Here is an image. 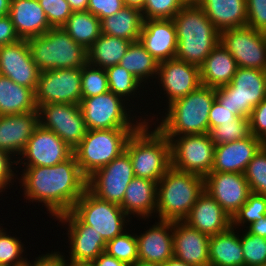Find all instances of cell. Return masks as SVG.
Here are the masks:
<instances>
[{"label":"cell","instance_id":"1","mask_svg":"<svg viewBox=\"0 0 266 266\" xmlns=\"http://www.w3.org/2000/svg\"><path fill=\"white\" fill-rule=\"evenodd\" d=\"M17 173L19 185L15 191L19 190L18 194L23 198L19 200L30 203L29 206L32 204L50 220L71 211L87 190V177L81 172L74 154L54 166L17 167Z\"/></svg>","mask_w":266,"mask_h":266},{"label":"cell","instance_id":"2","mask_svg":"<svg viewBox=\"0 0 266 266\" xmlns=\"http://www.w3.org/2000/svg\"><path fill=\"white\" fill-rule=\"evenodd\" d=\"M215 99V88L201 84L169 104L152 123L165 136L209 133L208 115Z\"/></svg>","mask_w":266,"mask_h":266},{"label":"cell","instance_id":"3","mask_svg":"<svg viewBox=\"0 0 266 266\" xmlns=\"http://www.w3.org/2000/svg\"><path fill=\"white\" fill-rule=\"evenodd\" d=\"M177 34L175 58L200 67L220 42V31L197 3H187L172 19Z\"/></svg>","mask_w":266,"mask_h":266},{"label":"cell","instance_id":"4","mask_svg":"<svg viewBox=\"0 0 266 266\" xmlns=\"http://www.w3.org/2000/svg\"><path fill=\"white\" fill-rule=\"evenodd\" d=\"M135 177L158 181L171 167L170 141L152 123L145 122L127 140Z\"/></svg>","mask_w":266,"mask_h":266},{"label":"cell","instance_id":"5","mask_svg":"<svg viewBox=\"0 0 266 266\" xmlns=\"http://www.w3.org/2000/svg\"><path fill=\"white\" fill-rule=\"evenodd\" d=\"M203 191V176L170 167L157 183L156 218L183 221Z\"/></svg>","mask_w":266,"mask_h":266},{"label":"cell","instance_id":"6","mask_svg":"<svg viewBox=\"0 0 266 266\" xmlns=\"http://www.w3.org/2000/svg\"><path fill=\"white\" fill-rule=\"evenodd\" d=\"M200 85V67L180 61L176 58L159 62L156 79L148 89V96L150 95L148 97V101L151 102L152 100L153 102L155 99L154 102L156 103L153 104L152 102H148V105H153L148 107V122H152L157 117V114L159 115L161 110H164L173 101L185 97L190 92L197 89ZM151 94L153 96H151ZM155 96L158 99L155 98ZM151 97L154 98L152 99ZM158 105H160V107ZM155 106L157 107L155 108ZM161 107L162 109H160ZM150 108L152 110L153 108L155 109L151 111Z\"/></svg>","mask_w":266,"mask_h":266},{"label":"cell","instance_id":"7","mask_svg":"<svg viewBox=\"0 0 266 266\" xmlns=\"http://www.w3.org/2000/svg\"><path fill=\"white\" fill-rule=\"evenodd\" d=\"M32 60L39 70L80 68L88 62L87 50L77 44L62 28L27 39Z\"/></svg>","mask_w":266,"mask_h":266},{"label":"cell","instance_id":"8","mask_svg":"<svg viewBox=\"0 0 266 266\" xmlns=\"http://www.w3.org/2000/svg\"><path fill=\"white\" fill-rule=\"evenodd\" d=\"M139 128L87 130L73 150L81 172L88 178L97 169L109 164L125 151L129 137Z\"/></svg>","mask_w":266,"mask_h":266},{"label":"cell","instance_id":"9","mask_svg":"<svg viewBox=\"0 0 266 266\" xmlns=\"http://www.w3.org/2000/svg\"><path fill=\"white\" fill-rule=\"evenodd\" d=\"M79 106L87 130L140 128L146 122L128 102L111 91L82 98Z\"/></svg>","mask_w":266,"mask_h":266},{"label":"cell","instance_id":"10","mask_svg":"<svg viewBox=\"0 0 266 266\" xmlns=\"http://www.w3.org/2000/svg\"><path fill=\"white\" fill-rule=\"evenodd\" d=\"M216 100L235 115L249 118L266 99V71L238 67L231 82L215 88Z\"/></svg>","mask_w":266,"mask_h":266},{"label":"cell","instance_id":"11","mask_svg":"<svg viewBox=\"0 0 266 266\" xmlns=\"http://www.w3.org/2000/svg\"><path fill=\"white\" fill-rule=\"evenodd\" d=\"M71 212L91 226L107 242L121 235L132 224L131 218L114 203L98 199L88 189L76 201Z\"/></svg>","mask_w":266,"mask_h":266},{"label":"cell","instance_id":"12","mask_svg":"<svg viewBox=\"0 0 266 266\" xmlns=\"http://www.w3.org/2000/svg\"><path fill=\"white\" fill-rule=\"evenodd\" d=\"M166 137L170 141L171 167L203 177L211 172L216 145L208 133Z\"/></svg>","mask_w":266,"mask_h":266},{"label":"cell","instance_id":"13","mask_svg":"<svg viewBox=\"0 0 266 266\" xmlns=\"http://www.w3.org/2000/svg\"><path fill=\"white\" fill-rule=\"evenodd\" d=\"M53 221L54 223L57 221V228L61 226L60 228L66 231L62 234L66 235L65 238L63 237L66 240L59 241V243L64 241L69 248L67 251L61 248L65 259L92 262L105 252L107 242L94 228L83 224L71 211L55 217Z\"/></svg>","mask_w":266,"mask_h":266},{"label":"cell","instance_id":"14","mask_svg":"<svg viewBox=\"0 0 266 266\" xmlns=\"http://www.w3.org/2000/svg\"><path fill=\"white\" fill-rule=\"evenodd\" d=\"M134 177L130 156L125 150L87 178V189L98 199L120 206L125 190Z\"/></svg>","mask_w":266,"mask_h":266},{"label":"cell","instance_id":"15","mask_svg":"<svg viewBox=\"0 0 266 266\" xmlns=\"http://www.w3.org/2000/svg\"><path fill=\"white\" fill-rule=\"evenodd\" d=\"M220 43L238 67L266 71V32L249 26L220 31Z\"/></svg>","mask_w":266,"mask_h":266},{"label":"cell","instance_id":"16","mask_svg":"<svg viewBox=\"0 0 266 266\" xmlns=\"http://www.w3.org/2000/svg\"><path fill=\"white\" fill-rule=\"evenodd\" d=\"M80 68H62L40 72L35 90L37 106L51 103L79 105L81 95Z\"/></svg>","mask_w":266,"mask_h":266},{"label":"cell","instance_id":"17","mask_svg":"<svg viewBox=\"0 0 266 266\" xmlns=\"http://www.w3.org/2000/svg\"><path fill=\"white\" fill-rule=\"evenodd\" d=\"M39 124L56 133L72 150L85 137L87 127L76 104L51 103L38 106Z\"/></svg>","mask_w":266,"mask_h":266},{"label":"cell","instance_id":"18","mask_svg":"<svg viewBox=\"0 0 266 266\" xmlns=\"http://www.w3.org/2000/svg\"><path fill=\"white\" fill-rule=\"evenodd\" d=\"M138 221L140 219H137V222L132 221L134 224H131L136 229L138 260L164 265L174 254L173 221L158 219H154L155 222L150 221V219H141L142 222ZM150 222H153V224ZM141 223L146 224L143 226L145 231ZM137 224L140 226L137 227ZM135 225L138 229L142 228V230H138Z\"/></svg>","mask_w":266,"mask_h":266},{"label":"cell","instance_id":"19","mask_svg":"<svg viewBox=\"0 0 266 266\" xmlns=\"http://www.w3.org/2000/svg\"><path fill=\"white\" fill-rule=\"evenodd\" d=\"M72 155L73 150L56 133L39 124L17 159V167L54 166Z\"/></svg>","mask_w":266,"mask_h":266},{"label":"cell","instance_id":"20","mask_svg":"<svg viewBox=\"0 0 266 266\" xmlns=\"http://www.w3.org/2000/svg\"><path fill=\"white\" fill-rule=\"evenodd\" d=\"M204 190L222 206L231 218L251 194L244 174L235 172H210L204 177Z\"/></svg>","mask_w":266,"mask_h":266},{"label":"cell","instance_id":"21","mask_svg":"<svg viewBox=\"0 0 266 266\" xmlns=\"http://www.w3.org/2000/svg\"><path fill=\"white\" fill-rule=\"evenodd\" d=\"M40 72L32 60L27 39L0 46V75L36 90Z\"/></svg>","mask_w":266,"mask_h":266},{"label":"cell","instance_id":"22","mask_svg":"<svg viewBox=\"0 0 266 266\" xmlns=\"http://www.w3.org/2000/svg\"><path fill=\"white\" fill-rule=\"evenodd\" d=\"M210 236L190 227L184 221H173V256L194 266H210Z\"/></svg>","mask_w":266,"mask_h":266},{"label":"cell","instance_id":"23","mask_svg":"<svg viewBox=\"0 0 266 266\" xmlns=\"http://www.w3.org/2000/svg\"><path fill=\"white\" fill-rule=\"evenodd\" d=\"M38 125V111L0 115V150L17 160Z\"/></svg>","mask_w":266,"mask_h":266},{"label":"cell","instance_id":"24","mask_svg":"<svg viewBox=\"0 0 266 266\" xmlns=\"http://www.w3.org/2000/svg\"><path fill=\"white\" fill-rule=\"evenodd\" d=\"M139 41L158 62L174 59L178 41L173 20H144Z\"/></svg>","mask_w":266,"mask_h":266},{"label":"cell","instance_id":"25","mask_svg":"<svg viewBox=\"0 0 266 266\" xmlns=\"http://www.w3.org/2000/svg\"><path fill=\"white\" fill-rule=\"evenodd\" d=\"M183 221L208 236L223 233L232 226V218L205 190L199 195L189 215Z\"/></svg>","mask_w":266,"mask_h":266},{"label":"cell","instance_id":"26","mask_svg":"<svg viewBox=\"0 0 266 266\" xmlns=\"http://www.w3.org/2000/svg\"><path fill=\"white\" fill-rule=\"evenodd\" d=\"M261 148L259 138L253 134L230 143L215 146L211 172H235L244 174L249 162Z\"/></svg>","mask_w":266,"mask_h":266},{"label":"cell","instance_id":"27","mask_svg":"<svg viewBox=\"0 0 266 266\" xmlns=\"http://www.w3.org/2000/svg\"><path fill=\"white\" fill-rule=\"evenodd\" d=\"M156 194V181L134 177L125 190L120 207L132 220L156 219Z\"/></svg>","mask_w":266,"mask_h":266},{"label":"cell","instance_id":"28","mask_svg":"<svg viewBox=\"0 0 266 266\" xmlns=\"http://www.w3.org/2000/svg\"><path fill=\"white\" fill-rule=\"evenodd\" d=\"M105 71L109 91L128 102L148 122V109H146L149 107L146 103V101L148 102V89L120 64L108 67ZM141 107L143 108L141 109Z\"/></svg>","mask_w":266,"mask_h":266},{"label":"cell","instance_id":"29","mask_svg":"<svg viewBox=\"0 0 266 266\" xmlns=\"http://www.w3.org/2000/svg\"><path fill=\"white\" fill-rule=\"evenodd\" d=\"M8 15L20 39L40 36L52 28L38 0H11Z\"/></svg>","mask_w":266,"mask_h":266},{"label":"cell","instance_id":"30","mask_svg":"<svg viewBox=\"0 0 266 266\" xmlns=\"http://www.w3.org/2000/svg\"><path fill=\"white\" fill-rule=\"evenodd\" d=\"M196 3L219 31L247 26L246 0H198Z\"/></svg>","mask_w":266,"mask_h":266},{"label":"cell","instance_id":"31","mask_svg":"<svg viewBox=\"0 0 266 266\" xmlns=\"http://www.w3.org/2000/svg\"><path fill=\"white\" fill-rule=\"evenodd\" d=\"M237 68L233 56L219 42L200 66L201 84L213 88L227 85Z\"/></svg>","mask_w":266,"mask_h":266},{"label":"cell","instance_id":"32","mask_svg":"<svg viewBox=\"0 0 266 266\" xmlns=\"http://www.w3.org/2000/svg\"><path fill=\"white\" fill-rule=\"evenodd\" d=\"M210 266H245L239 229L232 226L225 232L210 236Z\"/></svg>","mask_w":266,"mask_h":266},{"label":"cell","instance_id":"33","mask_svg":"<svg viewBox=\"0 0 266 266\" xmlns=\"http://www.w3.org/2000/svg\"><path fill=\"white\" fill-rule=\"evenodd\" d=\"M38 111L35 90L0 75V115Z\"/></svg>","mask_w":266,"mask_h":266},{"label":"cell","instance_id":"34","mask_svg":"<svg viewBox=\"0 0 266 266\" xmlns=\"http://www.w3.org/2000/svg\"><path fill=\"white\" fill-rule=\"evenodd\" d=\"M143 21L142 11L124 6L116 14L101 20V33L135 42L139 40Z\"/></svg>","mask_w":266,"mask_h":266},{"label":"cell","instance_id":"35","mask_svg":"<svg viewBox=\"0 0 266 266\" xmlns=\"http://www.w3.org/2000/svg\"><path fill=\"white\" fill-rule=\"evenodd\" d=\"M147 89L154 83L159 62L144 48L140 41L131 42L120 63Z\"/></svg>","mask_w":266,"mask_h":266},{"label":"cell","instance_id":"36","mask_svg":"<svg viewBox=\"0 0 266 266\" xmlns=\"http://www.w3.org/2000/svg\"><path fill=\"white\" fill-rule=\"evenodd\" d=\"M130 44L126 39L101 34L87 50L88 63L102 69L117 65Z\"/></svg>","mask_w":266,"mask_h":266},{"label":"cell","instance_id":"37","mask_svg":"<svg viewBox=\"0 0 266 266\" xmlns=\"http://www.w3.org/2000/svg\"><path fill=\"white\" fill-rule=\"evenodd\" d=\"M62 28L86 50L102 34L101 20L89 11H73Z\"/></svg>","mask_w":266,"mask_h":266},{"label":"cell","instance_id":"38","mask_svg":"<svg viewBox=\"0 0 266 266\" xmlns=\"http://www.w3.org/2000/svg\"><path fill=\"white\" fill-rule=\"evenodd\" d=\"M1 222L4 223V220L0 221V264L10 266H23L25 264L27 256L29 257L27 249H29L30 252L31 246L28 245L26 247V243L23 241L24 238L22 237V233L20 234V231H22V229H19L18 232L17 226L15 228V231L13 229H8L7 227L4 228L3 225L7 223L3 224ZM16 232L19 235L18 237Z\"/></svg>","mask_w":266,"mask_h":266},{"label":"cell","instance_id":"39","mask_svg":"<svg viewBox=\"0 0 266 266\" xmlns=\"http://www.w3.org/2000/svg\"><path fill=\"white\" fill-rule=\"evenodd\" d=\"M105 252L124 262L127 266L135 264L138 261V248L133 226L131 225L121 235L107 241Z\"/></svg>","mask_w":266,"mask_h":266},{"label":"cell","instance_id":"40","mask_svg":"<svg viewBox=\"0 0 266 266\" xmlns=\"http://www.w3.org/2000/svg\"><path fill=\"white\" fill-rule=\"evenodd\" d=\"M266 215V196L251 193L247 201L232 218V227L246 229Z\"/></svg>","mask_w":266,"mask_h":266},{"label":"cell","instance_id":"41","mask_svg":"<svg viewBox=\"0 0 266 266\" xmlns=\"http://www.w3.org/2000/svg\"><path fill=\"white\" fill-rule=\"evenodd\" d=\"M215 145L242 140L251 135L249 118L238 117L230 123L213 127L209 133Z\"/></svg>","mask_w":266,"mask_h":266},{"label":"cell","instance_id":"42","mask_svg":"<svg viewBox=\"0 0 266 266\" xmlns=\"http://www.w3.org/2000/svg\"><path fill=\"white\" fill-rule=\"evenodd\" d=\"M109 91L105 69L96 67L88 62L82 67L81 95L82 98L94 97Z\"/></svg>","mask_w":266,"mask_h":266},{"label":"cell","instance_id":"43","mask_svg":"<svg viewBox=\"0 0 266 266\" xmlns=\"http://www.w3.org/2000/svg\"><path fill=\"white\" fill-rule=\"evenodd\" d=\"M239 236L245 266L266 264V239L251 234L246 229L239 230Z\"/></svg>","mask_w":266,"mask_h":266},{"label":"cell","instance_id":"44","mask_svg":"<svg viewBox=\"0 0 266 266\" xmlns=\"http://www.w3.org/2000/svg\"><path fill=\"white\" fill-rule=\"evenodd\" d=\"M244 176L251 193L266 196V149L258 150L249 162Z\"/></svg>","mask_w":266,"mask_h":266},{"label":"cell","instance_id":"45","mask_svg":"<svg viewBox=\"0 0 266 266\" xmlns=\"http://www.w3.org/2000/svg\"><path fill=\"white\" fill-rule=\"evenodd\" d=\"M186 4L185 0H145L143 19H173Z\"/></svg>","mask_w":266,"mask_h":266},{"label":"cell","instance_id":"46","mask_svg":"<svg viewBox=\"0 0 266 266\" xmlns=\"http://www.w3.org/2000/svg\"><path fill=\"white\" fill-rule=\"evenodd\" d=\"M52 28L62 27L73 12L66 0H38Z\"/></svg>","mask_w":266,"mask_h":266},{"label":"cell","instance_id":"47","mask_svg":"<svg viewBox=\"0 0 266 266\" xmlns=\"http://www.w3.org/2000/svg\"><path fill=\"white\" fill-rule=\"evenodd\" d=\"M247 26L266 32V0H246Z\"/></svg>","mask_w":266,"mask_h":266},{"label":"cell","instance_id":"48","mask_svg":"<svg viewBox=\"0 0 266 266\" xmlns=\"http://www.w3.org/2000/svg\"><path fill=\"white\" fill-rule=\"evenodd\" d=\"M124 6L123 0H88L87 11L102 20L116 14Z\"/></svg>","mask_w":266,"mask_h":266},{"label":"cell","instance_id":"49","mask_svg":"<svg viewBox=\"0 0 266 266\" xmlns=\"http://www.w3.org/2000/svg\"><path fill=\"white\" fill-rule=\"evenodd\" d=\"M55 248L56 247L54 246V249H52L51 251L47 249V253L42 252L41 254H37L36 256L34 255L33 257L31 256L32 253L30 252V257L29 259L27 257L23 266H64L65 257L63 251H59V249L61 248L60 246L58 247V249Z\"/></svg>","mask_w":266,"mask_h":266},{"label":"cell","instance_id":"50","mask_svg":"<svg viewBox=\"0 0 266 266\" xmlns=\"http://www.w3.org/2000/svg\"><path fill=\"white\" fill-rule=\"evenodd\" d=\"M209 129L219 126L222 123H230L236 120L239 115H235L228 108L222 106L216 99L212 103L210 112H209Z\"/></svg>","mask_w":266,"mask_h":266},{"label":"cell","instance_id":"51","mask_svg":"<svg viewBox=\"0 0 266 266\" xmlns=\"http://www.w3.org/2000/svg\"><path fill=\"white\" fill-rule=\"evenodd\" d=\"M251 134L260 138L266 131V99L262 100L249 117Z\"/></svg>","mask_w":266,"mask_h":266},{"label":"cell","instance_id":"52","mask_svg":"<svg viewBox=\"0 0 266 266\" xmlns=\"http://www.w3.org/2000/svg\"><path fill=\"white\" fill-rule=\"evenodd\" d=\"M20 40L9 15L0 17V46L16 43Z\"/></svg>","mask_w":266,"mask_h":266},{"label":"cell","instance_id":"53","mask_svg":"<svg viewBox=\"0 0 266 266\" xmlns=\"http://www.w3.org/2000/svg\"><path fill=\"white\" fill-rule=\"evenodd\" d=\"M17 185V168H0V201L5 202L4 200H2L4 199L3 196L10 194H7V192H9L7 190H10L15 194V191L13 189L16 188L13 187H16Z\"/></svg>","mask_w":266,"mask_h":266},{"label":"cell","instance_id":"54","mask_svg":"<svg viewBox=\"0 0 266 266\" xmlns=\"http://www.w3.org/2000/svg\"><path fill=\"white\" fill-rule=\"evenodd\" d=\"M94 266H127L124 262L119 261L106 252L101 253L95 260L92 261Z\"/></svg>","mask_w":266,"mask_h":266},{"label":"cell","instance_id":"55","mask_svg":"<svg viewBox=\"0 0 266 266\" xmlns=\"http://www.w3.org/2000/svg\"><path fill=\"white\" fill-rule=\"evenodd\" d=\"M246 230L251 233L266 239V215L260 220L253 222Z\"/></svg>","mask_w":266,"mask_h":266},{"label":"cell","instance_id":"56","mask_svg":"<svg viewBox=\"0 0 266 266\" xmlns=\"http://www.w3.org/2000/svg\"><path fill=\"white\" fill-rule=\"evenodd\" d=\"M0 168H17V160L9 153L0 150Z\"/></svg>","mask_w":266,"mask_h":266},{"label":"cell","instance_id":"57","mask_svg":"<svg viewBox=\"0 0 266 266\" xmlns=\"http://www.w3.org/2000/svg\"><path fill=\"white\" fill-rule=\"evenodd\" d=\"M72 11H87L88 0H66Z\"/></svg>","mask_w":266,"mask_h":266},{"label":"cell","instance_id":"58","mask_svg":"<svg viewBox=\"0 0 266 266\" xmlns=\"http://www.w3.org/2000/svg\"><path fill=\"white\" fill-rule=\"evenodd\" d=\"M123 2L125 6L136 8L140 11L143 10L145 4V0H123Z\"/></svg>","mask_w":266,"mask_h":266},{"label":"cell","instance_id":"59","mask_svg":"<svg viewBox=\"0 0 266 266\" xmlns=\"http://www.w3.org/2000/svg\"><path fill=\"white\" fill-rule=\"evenodd\" d=\"M11 6V0H0V17L8 15Z\"/></svg>","mask_w":266,"mask_h":266},{"label":"cell","instance_id":"60","mask_svg":"<svg viewBox=\"0 0 266 266\" xmlns=\"http://www.w3.org/2000/svg\"><path fill=\"white\" fill-rule=\"evenodd\" d=\"M162 266H194V265L186 264L185 262L173 256Z\"/></svg>","mask_w":266,"mask_h":266},{"label":"cell","instance_id":"61","mask_svg":"<svg viewBox=\"0 0 266 266\" xmlns=\"http://www.w3.org/2000/svg\"><path fill=\"white\" fill-rule=\"evenodd\" d=\"M64 266H94L92 262H84V261H71L65 259Z\"/></svg>","mask_w":266,"mask_h":266},{"label":"cell","instance_id":"62","mask_svg":"<svg viewBox=\"0 0 266 266\" xmlns=\"http://www.w3.org/2000/svg\"><path fill=\"white\" fill-rule=\"evenodd\" d=\"M132 266H162V265L156 264V263H151V262H146V261H142V260H138Z\"/></svg>","mask_w":266,"mask_h":266},{"label":"cell","instance_id":"63","mask_svg":"<svg viewBox=\"0 0 266 266\" xmlns=\"http://www.w3.org/2000/svg\"><path fill=\"white\" fill-rule=\"evenodd\" d=\"M261 148L266 149V131L265 133L259 138Z\"/></svg>","mask_w":266,"mask_h":266},{"label":"cell","instance_id":"64","mask_svg":"<svg viewBox=\"0 0 266 266\" xmlns=\"http://www.w3.org/2000/svg\"><path fill=\"white\" fill-rule=\"evenodd\" d=\"M187 3H196L198 0H185Z\"/></svg>","mask_w":266,"mask_h":266}]
</instances>
